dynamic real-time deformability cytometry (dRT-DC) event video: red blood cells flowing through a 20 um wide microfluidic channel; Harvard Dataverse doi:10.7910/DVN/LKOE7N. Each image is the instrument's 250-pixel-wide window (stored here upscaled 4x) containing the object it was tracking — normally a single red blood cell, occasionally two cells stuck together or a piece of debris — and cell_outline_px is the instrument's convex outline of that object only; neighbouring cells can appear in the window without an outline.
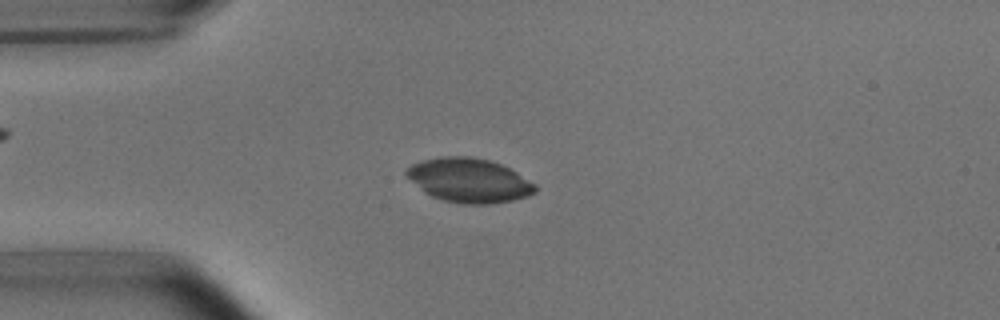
{"species": "common noctule bat (a hibernating species)", "species_latin": "Nyctalus noctula", "temperature_condition": "room temperature", "stored_images_in_passage": 4, "camera_frame_rate_fps": 3000, "um_per_image_px": 0.085, "animal": {"sex": "male", "body_mass_g": 15.6}, "frame": {"image": 1, "passage_image": 2, "time_ms": 1.333, "image_size_px": [1000, 320], "cell_outline_px": [[536, 192], [528, 196], [512, 200], [488, 204], [460, 204], [444, 200], [432, 196], [424, 192], [404, 172], [412, 164], [424, 160], [440, 156], [472, 156], [488, 160], [500, 164], [516, 172], [536, 184]], "centroid_in_image_um": [39.89, 15.33], "position_along_channel_um": 45.1, "area_um2": 32.89}}